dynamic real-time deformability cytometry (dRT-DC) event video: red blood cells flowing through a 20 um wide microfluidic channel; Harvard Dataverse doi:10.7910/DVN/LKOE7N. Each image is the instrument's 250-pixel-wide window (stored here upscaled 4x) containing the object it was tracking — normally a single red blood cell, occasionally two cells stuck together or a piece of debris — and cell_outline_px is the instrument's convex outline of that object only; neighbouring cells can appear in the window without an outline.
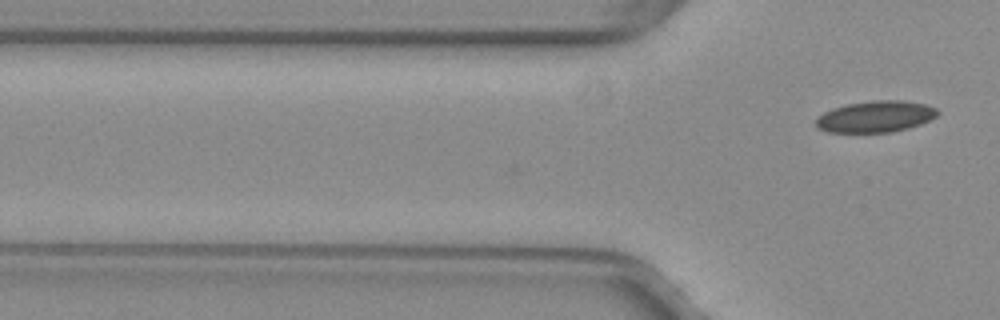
{"species": "common noctule bat (a hibernating species)", "species_latin": "Nyctalus noctula", "temperature_condition": "warm", "stored_images_in_passage": 6, "camera_frame_rate_fps": 3000, "um_per_image_px": 0.085, "animal": {"sex": "female", "body_mass_g": 29.2, "forearm_length_mm": 56.3}, "frame": {"image": 1, "passage_image": 6, "time_ms": 1.667, "image_size_px": [1000, 320], "cell_outline_px": [[940, 112], [936, 116], [920, 124], [908, 128], [888, 132], [828, 132], [816, 128], [816, 116], [832, 108], [848, 104], [872, 100], [900, 100], [924, 104], [936, 108]], "centroid_in_image_um": [74.38, 9.91], "position_along_channel_um": 51.4, "area_um2": 22.2}}